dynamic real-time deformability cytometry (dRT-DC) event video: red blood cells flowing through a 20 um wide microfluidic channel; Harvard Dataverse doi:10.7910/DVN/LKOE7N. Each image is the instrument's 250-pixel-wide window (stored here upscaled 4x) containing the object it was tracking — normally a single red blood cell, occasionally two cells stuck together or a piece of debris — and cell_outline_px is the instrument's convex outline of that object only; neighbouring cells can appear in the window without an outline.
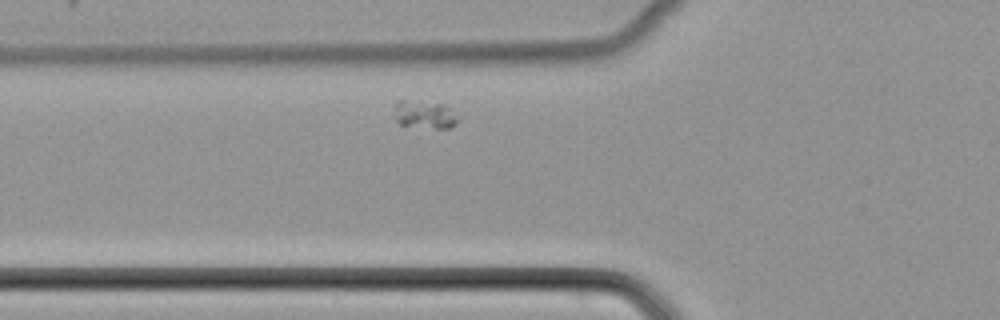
{"species": "common noctule bat (a hibernating species)", "species_latin": "Nyctalus noctula", "temperature_condition": "cold", "stored_images_in_passage": 30, "camera_frame_rate_fps": 3000, "um_per_image_px": 0.085, "animal": {"sex": "female", "body_mass_g": 22.7, "forearm_length_mm": 54.2}, "frame": {"image": 1, "passage_image": 5, "time_ms": 1.333, "image_size_px": [1000, 320], "cell_outline_px": [[456, 120], [448, 128], [436, 128], [400, 124], [392, 116], [396, 100], [404, 100], [448, 104]], "centroid_in_image_um": [35.99, 9.7], "position_along_channel_um": 89.8, "area_um2": 10.17}}
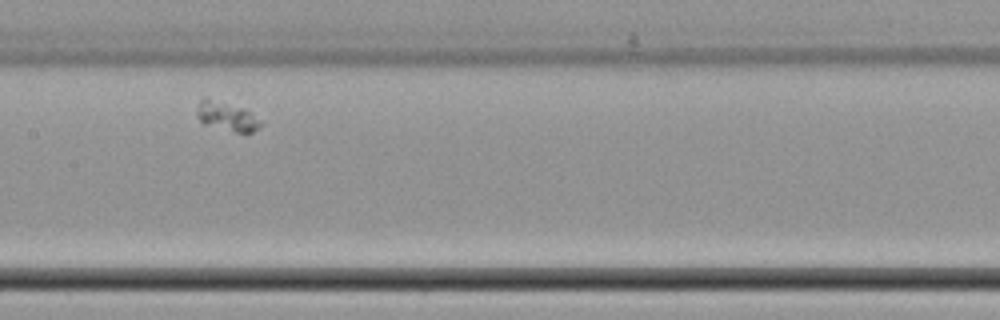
{"frame": {"image": 2, "passage_image": 13, "time_ms": 4.0, "image_size_px": [1000, 320], "cell_outline_px": [[264, 124], [252, 132], [236, 132], [204, 124], [196, 116], [196, 108], [200, 100], [204, 96], [208, 96], [244, 108], [252, 112]], "centroid_in_image_um": [19.26, 9.84], "position_along_channel_um": 188.1, "area_um2": 11.16}}
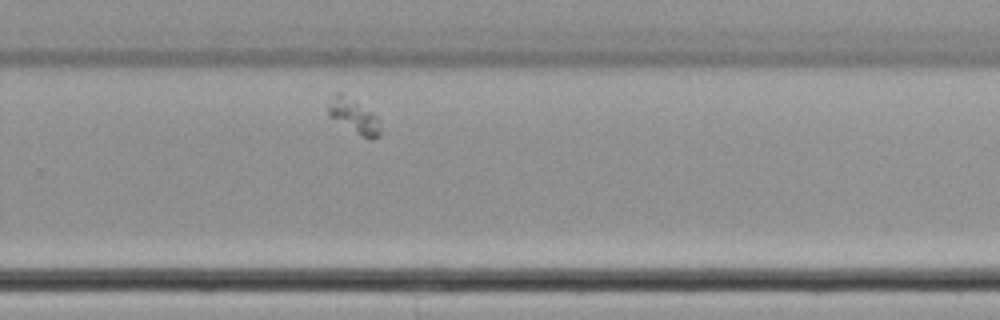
{"frame": {"image": 3, "passage_image": 22, "time_ms": 7.0, "image_size_px": [1000, 320], "cell_outline_px": [[380, 136], [372, 140], [368, 140], [328, 116], [328, 108], [332, 96], [336, 92], [340, 92], [372, 112], [380, 120]], "centroid_in_image_um": [30.1, 9.9], "position_along_channel_um": 299.7, "area_um2": 10.4}}